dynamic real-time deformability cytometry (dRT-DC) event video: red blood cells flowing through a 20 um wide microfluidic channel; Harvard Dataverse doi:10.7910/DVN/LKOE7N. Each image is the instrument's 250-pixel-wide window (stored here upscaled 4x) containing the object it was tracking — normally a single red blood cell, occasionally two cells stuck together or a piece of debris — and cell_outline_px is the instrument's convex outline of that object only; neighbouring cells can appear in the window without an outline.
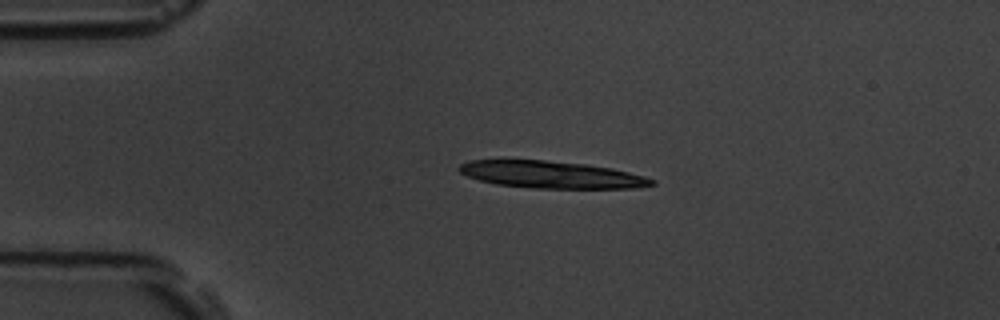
{"species": "common noctule bat (a hibernating species)", "species_latin": "Nyctalus noctula", "temperature_condition": "room temperature", "stored_images_in_passage": 43, "camera_frame_rate_fps": 3000, "um_per_image_px": 0.085, "animal": {"sex": "male", "body_mass_g": 19.5, "forearm_length_mm": 54.6}, "frame": {"image": 1, "passage_image": 1, "time_ms": 0.0, "image_size_px": [1000, 320], "cell_outline_px": [[656, 184], [632, 188], [532, 188], [496, 184], [480, 180], [468, 176], [460, 172], [456, 168], [460, 164], [468, 160], [544, 160], [584, 164], [612, 168], [644, 176], [656, 180]], "centroid_in_image_um": [46.85, 14.84], "position_along_channel_um": 38.2, "area_um2": 30.29}}
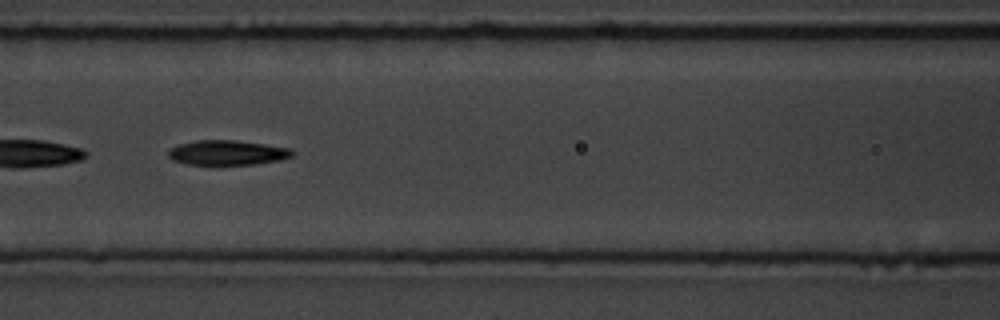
{"frame": {"image": 2, "passage_image": 13, "time_ms": 4.0, "image_size_px": [1000, 320], "cell_outline_px": [[296, 152], [292, 156], [280, 160], [256, 164], [216, 168], [212, 168], [188, 164], [172, 160], [168, 156], [168, 148], [180, 144], [196, 140], [236, 140], [292, 148]], "centroid_in_image_um": [19.3, 13.03], "position_along_channel_um": 147.3, "area_um2": 19.02}}
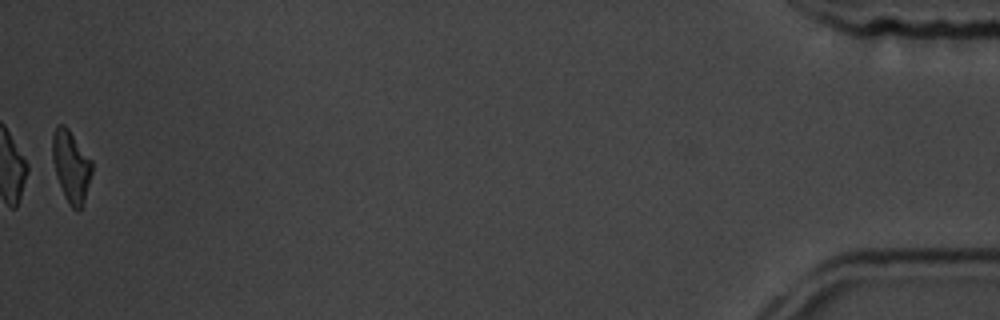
{"frame": {"image": 3, "passage_image": 43, "time_ms": 14.0, "image_size_px": [1000, 320], "cell_outline_px": [[92, 172], [84, 200], [80, 208], [72, 208], [68, 204], [64, 196], [56, 176], [52, 160], [52, 136], [56, 124], [64, 124], [68, 128], [92, 160]], "centroid_in_image_um": [6.02, 14.09], "position_along_channel_um": 429.2, "area_um2": 16.47}, "authors_computed_cell_mechanics": {"area_um2": 18.0336, "velocity_mm_per_s": 3.7771, "shape_relaxation_time_tau1_ms": 3.0264, "shape_relaxation_time_tau2_ms": 4.8684, "deformation_change_tau1": 0.1741, "deformation_change_tau2": 0.1505}}